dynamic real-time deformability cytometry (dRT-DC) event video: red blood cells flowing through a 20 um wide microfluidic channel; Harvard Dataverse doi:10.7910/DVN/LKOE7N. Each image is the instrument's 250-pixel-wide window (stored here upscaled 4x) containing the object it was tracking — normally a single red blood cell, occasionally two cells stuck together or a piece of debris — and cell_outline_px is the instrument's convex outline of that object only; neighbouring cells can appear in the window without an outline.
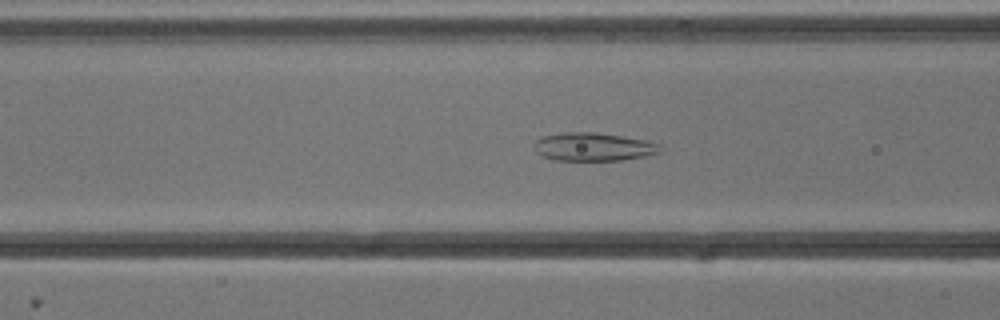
{"species": "common noctule bat (a hibernating species)", "species_latin": "Nyctalus noctula", "temperature_condition": "cold", "stored_images_in_passage": 54, "camera_frame_rate_fps": 3000, "um_per_image_px": 0.085, "animal": {"sex": "male", "body_mass_g": 13.3}, "frame": {"image": 1, "passage_image": 21, "time_ms": 6.667, "image_size_px": [1000, 320], "cell_outline_px": [[660, 152], [644, 156], [624, 160], [556, 160], [540, 156], [532, 148], [532, 144], [540, 136], [564, 132], [596, 132], [624, 136], [644, 140], [660, 144]], "centroid_in_image_um": [50.36, 12.47], "position_along_channel_um": 116.2, "area_um2": 20.98}}
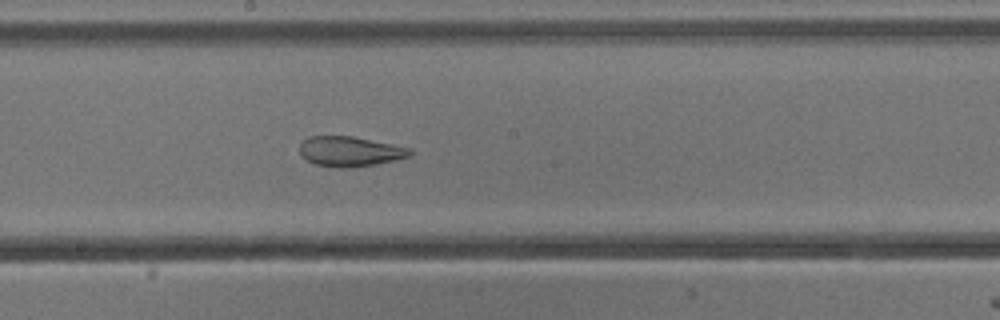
{"frame": {"image": 2, "passage_image": 29, "time_ms": 9.333, "image_size_px": [1000, 320], "cell_outline_px": [[412, 156], [396, 160], [376, 164], [352, 168], [340, 168], [316, 164], [300, 156], [300, 144], [308, 136], [352, 136], [412, 148]], "centroid_in_image_um": [29.77, 12.87], "position_along_channel_um": 218.4, "area_um2": 19.42}}
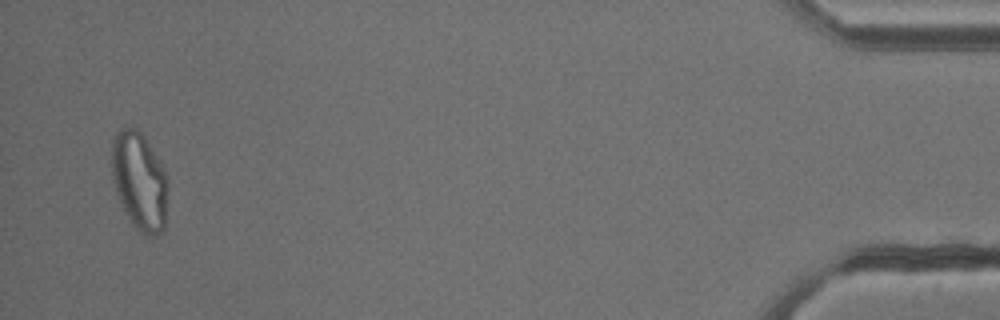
{"frame": {"image": 3, "passage_image": 52, "time_ms": 17.0, "image_size_px": [1000, 320], "cell_outline_px": [[168, 192], [164, 228], [160, 232], [152, 236], [148, 236], [140, 232], [132, 224], [124, 212], [116, 192], [112, 180], [112, 140], [116, 132], [120, 128], [136, 128], [144, 136], [160, 160], [168, 180]], "centroid_in_image_um": [11.86, 15.39], "position_along_channel_um": 423.3, "area_um2": 32.37}, "authors_computed_cell_mechanics": {"area_um2": 27.2816, "velocity_mm_per_s": 3.8204, "shape_relaxation_time_tau1_ms": null, "shape_relaxation_time_tau2_ms": 2.1026, "deformation_change_tau1": null, "deformation_change_tau2": 0.092}}